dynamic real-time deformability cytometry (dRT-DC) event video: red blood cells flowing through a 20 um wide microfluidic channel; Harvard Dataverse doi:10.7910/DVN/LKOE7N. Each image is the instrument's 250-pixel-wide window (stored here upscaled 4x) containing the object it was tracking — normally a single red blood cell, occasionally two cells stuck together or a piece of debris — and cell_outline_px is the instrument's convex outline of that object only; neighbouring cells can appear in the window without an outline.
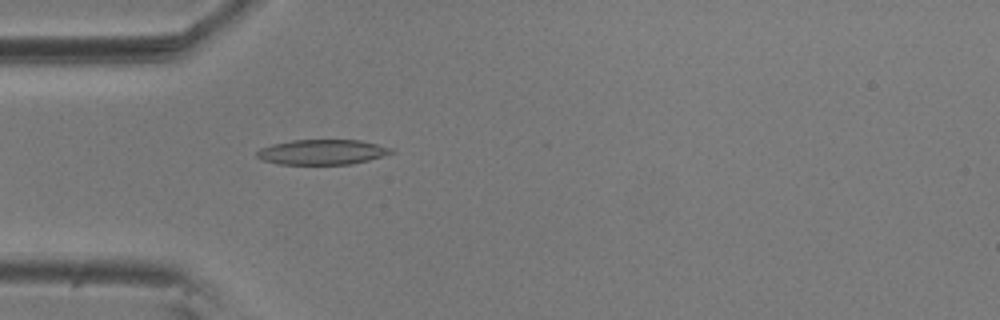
{"species": "common noctule bat (a hibernating species)", "species_latin": "Nyctalus noctula", "temperature_condition": "room temperature", "stored_images_in_passage": 55, "camera_frame_rate_fps": 3000, "um_per_image_px": 0.085, "animal": {"sex": "male", "body_mass_g": 20.5, "forearm_length_mm": 52.5}, "frame": {"image": 1, "passage_image": 16, "time_ms": 5.0, "image_size_px": [1000, 320], "cell_outline_px": [[396, 152], [368, 160], [352, 164], [276, 164], [264, 160], [256, 156], [256, 152], [260, 148], [272, 144], [292, 140], [360, 140], [396, 148]], "centroid_in_image_um": [27.43, 12.92], "position_along_channel_um": 57.6, "area_um2": 19.77}}
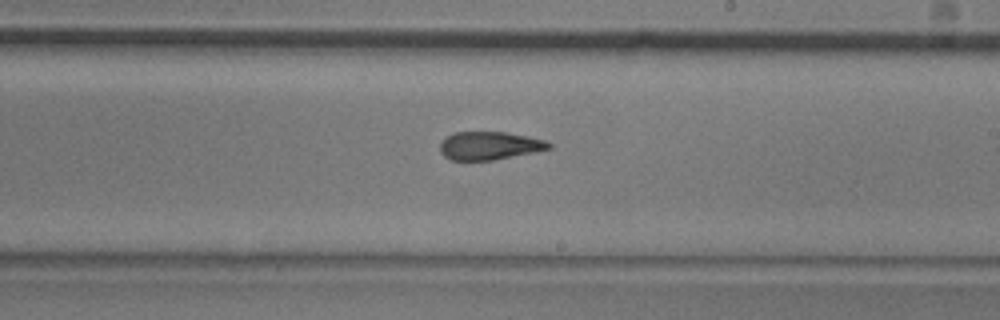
{"frame": {"image": 2, "passage_image": 32, "time_ms": 10.333, "image_size_px": [1000, 320], "cell_outline_px": [[552, 148], [536, 152], [492, 160], [452, 160], [444, 156], [440, 152], [440, 144], [448, 136], [456, 132], [508, 132], [528, 136], [544, 140], [552, 144]], "centroid_in_image_um": [41.64, 12.38], "position_along_channel_um": 247.4, "area_um2": 17.8}}
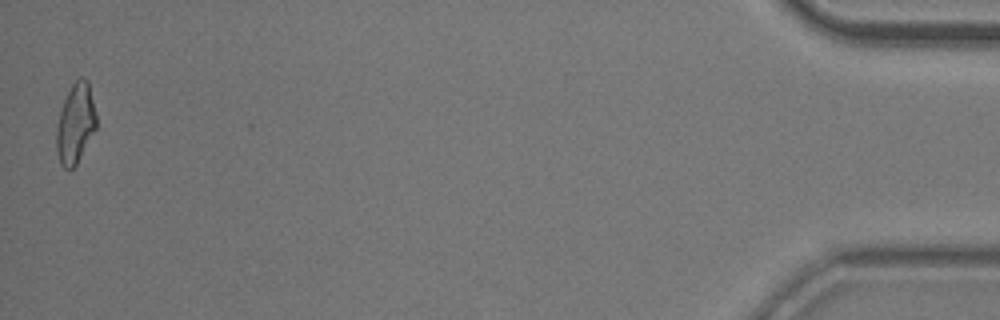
{"frame": {"image": 3, "passage_image": 55, "time_ms": 18.0, "image_size_px": [1000, 320], "cell_outline_px": [[96, 128], [76, 164], [72, 168], [64, 168], [60, 164], [56, 152], [56, 128], [60, 112], [64, 100], [72, 84], [80, 76], [88, 80], [96, 112]], "centroid_in_image_um": [6.41, 10.49], "position_along_channel_um": 428.8, "area_um2": 18.44}, "authors_computed_cell_mechanics": {"area_um2": 19.0162, "velocity_mm_per_s": 3.5953, "shape_relaxation_time_tau1_ms": 8.0442, "shape_relaxation_time_tau2_ms": 3.655, "deformation_change_tau1": 0.1883, "deformation_change_tau2": 0.1212}}